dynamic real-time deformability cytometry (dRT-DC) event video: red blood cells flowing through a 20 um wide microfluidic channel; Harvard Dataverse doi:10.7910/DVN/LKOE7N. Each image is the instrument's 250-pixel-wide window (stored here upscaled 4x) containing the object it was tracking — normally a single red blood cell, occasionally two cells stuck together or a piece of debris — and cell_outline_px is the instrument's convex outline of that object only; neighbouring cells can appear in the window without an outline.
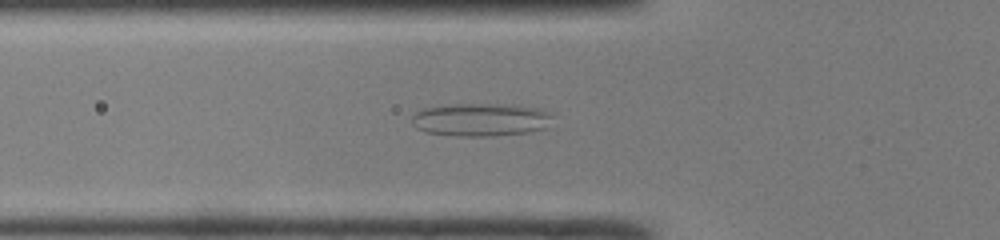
{"species": "common noctule bat (a hibernating species)", "species_latin": "Nyctalus noctula", "temperature_condition": "room temperature", "stored_images_in_passage": 46, "camera_frame_rate_fps": 3000, "um_per_image_px": 0.085, "animal": {"sex": "male", "body_mass_g": 19.0, "forearm_length_mm": 50.8}, "frame": {"image": 1, "passage_image": 15, "time_ms": 4.667, "image_size_px": [1000, 240], "cell_outline_px": [[548, 116], [544, 128], [528, 132], [496, 136], [456, 136], [424, 132], [416, 128], [412, 124], [412, 116], [416, 112], [424, 108], [456, 104], [516, 104], [544, 108]], "centroid_in_image_um": [40.8, 10.17], "position_along_channel_um": 85.0, "area_um2": 27.05}}
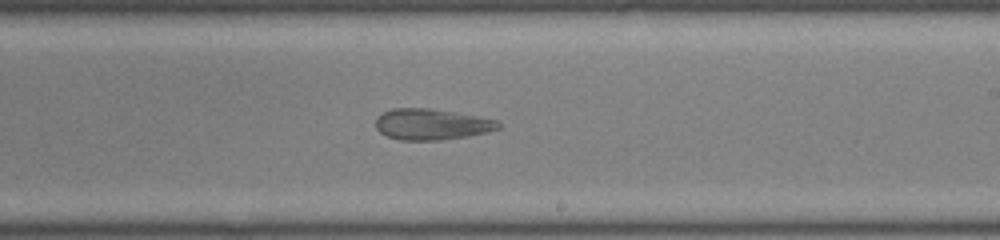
{"frame": {"image": 2, "passage_image": 27, "time_ms": 8.667, "image_size_px": [1000, 240], "cell_outline_px": [[500, 128], [468, 136], [440, 140], [400, 140], [388, 136], [380, 132], [376, 128], [376, 116], [392, 108], [428, 108], [500, 120]], "centroid_in_image_um": [36.66, 10.56], "position_along_channel_um": 252.3, "area_um2": 22.02}}
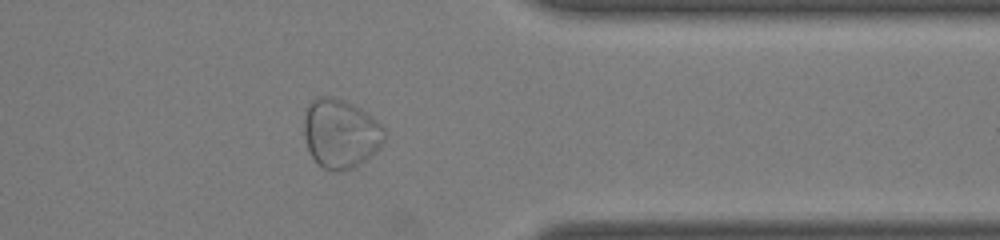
{"frame": {"image": 3, "passage_image": 37, "time_ms": 12.0, "image_size_px": [1000, 240], "cell_outline_px": [[384, 136], [380, 144], [364, 160], [352, 168], [340, 172], [332, 172], [324, 168], [312, 156], [308, 148], [304, 136], [304, 116], [308, 104], [316, 96], [332, 96], [344, 100], [352, 104], [376, 120], [384, 128]], "centroid_in_image_um": [28.89, 11.33], "position_along_channel_um": 382.5, "area_um2": 31.85}}